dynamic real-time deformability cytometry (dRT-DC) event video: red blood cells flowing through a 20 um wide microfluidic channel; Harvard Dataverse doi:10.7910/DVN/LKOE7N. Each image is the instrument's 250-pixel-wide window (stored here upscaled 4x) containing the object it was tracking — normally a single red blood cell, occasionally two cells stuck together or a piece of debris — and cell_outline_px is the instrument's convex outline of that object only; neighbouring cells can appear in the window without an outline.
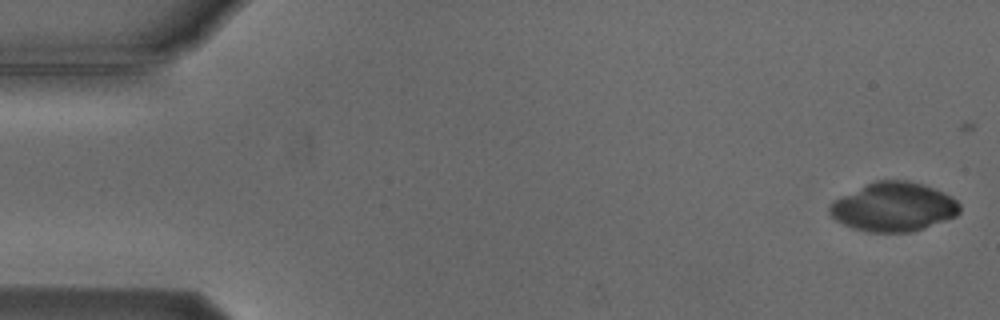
{"species": "Egyptian fruit bat (a non-hibernating species)", "species_latin": "Rousettus aegyptiacus", "temperature_condition": "cold", "stored_images_in_passage": 6, "camera_frame_rate_fps": 3000, "um_per_image_px": 0.085, "animal": {"sex": "male"}, "frame": {"image": 1, "passage_image": 1, "time_ms": 0.0, "image_size_px": [1000, 320], "cell_outline_px": [[960, 212], [956, 216], [924, 228], [912, 232], [868, 232], [852, 228], [836, 220], [828, 212], [828, 208], [832, 200], [876, 180], [908, 180], [924, 184], [952, 196], [960, 204]], "centroid_in_image_um": [75.95, 17.59], "position_along_channel_um": 9.0, "area_um2": 37.22}}